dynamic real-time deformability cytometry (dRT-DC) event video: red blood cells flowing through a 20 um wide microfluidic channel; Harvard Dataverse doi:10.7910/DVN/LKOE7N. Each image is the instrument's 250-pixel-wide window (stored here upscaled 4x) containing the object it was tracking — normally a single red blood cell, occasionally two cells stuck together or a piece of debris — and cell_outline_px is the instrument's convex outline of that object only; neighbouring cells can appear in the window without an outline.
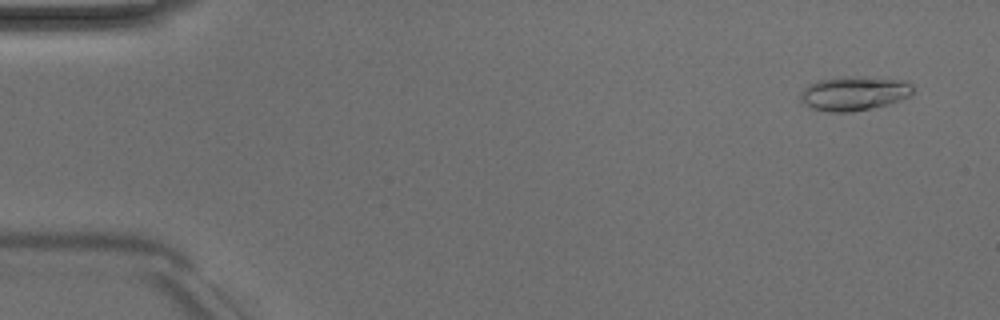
{"species": "Egyptian fruit bat (a non-hibernating species)", "species_latin": "Rousettus aegyptiacus", "temperature_condition": "room temperature", "stored_images_in_passage": 6, "camera_frame_rate_fps": 3000, "um_per_image_px": 0.085, "animal": {"sex": "male"}, "frame": {"image": 1, "passage_image": 1, "time_ms": 0.0, "image_size_px": [1000, 320], "cell_outline_px": [[912, 96], [888, 104], [872, 108], [852, 112], [828, 112], [812, 108], [804, 104], [800, 100], [800, 92], [808, 84], [816, 80], [840, 76], [852, 76], [908, 80], [912, 84]], "centroid_in_image_um": [72.59, 7.93], "position_along_channel_um": 12.4, "area_um2": 22.83}}